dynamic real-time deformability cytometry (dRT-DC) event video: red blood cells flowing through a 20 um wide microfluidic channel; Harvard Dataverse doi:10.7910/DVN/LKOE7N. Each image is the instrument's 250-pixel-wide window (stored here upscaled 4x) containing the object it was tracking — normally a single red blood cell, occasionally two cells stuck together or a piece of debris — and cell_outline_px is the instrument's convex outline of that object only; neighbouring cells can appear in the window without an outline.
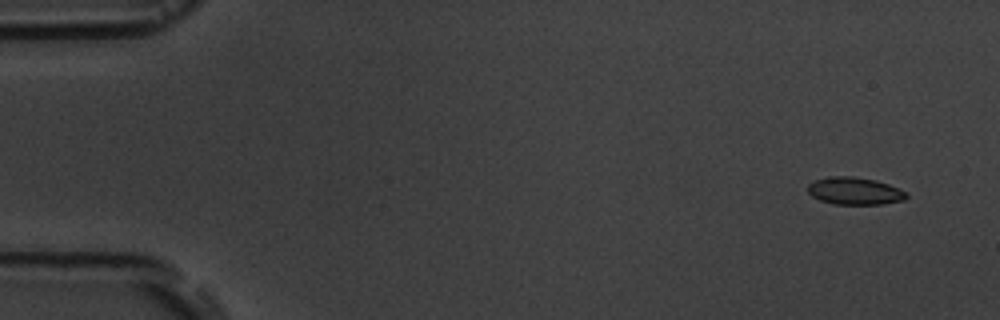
{"species": "common noctule bat (a hibernating species)", "species_latin": "Nyctalus noctula", "temperature_condition": "room temperature", "stored_images_in_passage": 4, "camera_frame_rate_fps": 3000, "um_per_image_px": 0.085, "animal": {"sex": "male", "body_mass_g": 19.5, "forearm_length_mm": 54.6}, "frame": {"image": 1, "passage_image": 1, "time_ms": 0.0, "image_size_px": [1000, 320], "cell_outline_px": [[908, 196], [904, 200], [884, 204], [832, 204], [820, 200], [812, 196], [808, 192], [808, 184], [816, 180], [828, 176], [852, 176], [876, 180], [888, 184], [904, 192]], "centroid_in_image_um": [72.62, 16.23], "position_along_channel_um": 12.4, "area_um2": 15.66}}